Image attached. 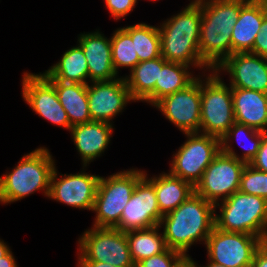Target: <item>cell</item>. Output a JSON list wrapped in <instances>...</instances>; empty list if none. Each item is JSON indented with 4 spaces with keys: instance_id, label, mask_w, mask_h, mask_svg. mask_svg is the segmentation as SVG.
<instances>
[{
    "instance_id": "cell-40",
    "label": "cell",
    "mask_w": 267,
    "mask_h": 267,
    "mask_svg": "<svg viewBox=\"0 0 267 267\" xmlns=\"http://www.w3.org/2000/svg\"><path fill=\"white\" fill-rule=\"evenodd\" d=\"M4 240L0 238V258L6 255L11 249Z\"/></svg>"
},
{
    "instance_id": "cell-24",
    "label": "cell",
    "mask_w": 267,
    "mask_h": 267,
    "mask_svg": "<svg viewBox=\"0 0 267 267\" xmlns=\"http://www.w3.org/2000/svg\"><path fill=\"white\" fill-rule=\"evenodd\" d=\"M49 81L89 83V70L84 52L79 45L66 50L60 60L42 73Z\"/></svg>"
},
{
    "instance_id": "cell-3",
    "label": "cell",
    "mask_w": 267,
    "mask_h": 267,
    "mask_svg": "<svg viewBox=\"0 0 267 267\" xmlns=\"http://www.w3.org/2000/svg\"><path fill=\"white\" fill-rule=\"evenodd\" d=\"M200 24V1L191 0L179 13L160 23L161 56L168 62L203 69L202 74L212 71L200 56Z\"/></svg>"
},
{
    "instance_id": "cell-42",
    "label": "cell",
    "mask_w": 267,
    "mask_h": 267,
    "mask_svg": "<svg viewBox=\"0 0 267 267\" xmlns=\"http://www.w3.org/2000/svg\"><path fill=\"white\" fill-rule=\"evenodd\" d=\"M261 245L267 250V230L264 232V235L261 239Z\"/></svg>"
},
{
    "instance_id": "cell-19",
    "label": "cell",
    "mask_w": 267,
    "mask_h": 267,
    "mask_svg": "<svg viewBox=\"0 0 267 267\" xmlns=\"http://www.w3.org/2000/svg\"><path fill=\"white\" fill-rule=\"evenodd\" d=\"M114 126L110 123L90 121L74 125L70 128V135L81 158L83 166H89L96 158L104 154L111 143Z\"/></svg>"
},
{
    "instance_id": "cell-41",
    "label": "cell",
    "mask_w": 267,
    "mask_h": 267,
    "mask_svg": "<svg viewBox=\"0 0 267 267\" xmlns=\"http://www.w3.org/2000/svg\"><path fill=\"white\" fill-rule=\"evenodd\" d=\"M200 267H226V266L221 265V264H218V263H214V262L208 260L206 266H202V265H200Z\"/></svg>"
},
{
    "instance_id": "cell-2",
    "label": "cell",
    "mask_w": 267,
    "mask_h": 267,
    "mask_svg": "<svg viewBox=\"0 0 267 267\" xmlns=\"http://www.w3.org/2000/svg\"><path fill=\"white\" fill-rule=\"evenodd\" d=\"M249 0L200 1L199 52L202 61L215 70L232 55V32L241 8Z\"/></svg>"
},
{
    "instance_id": "cell-30",
    "label": "cell",
    "mask_w": 267,
    "mask_h": 267,
    "mask_svg": "<svg viewBox=\"0 0 267 267\" xmlns=\"http://www.w3.org/2000/svg\"><path fill=\"white\" fill-rule=\"evenodd\" d=\"M110 37L115 72L118 75L120 68H130L131 71L139 63V58L130 34L123 27H119Z\"/></svg>"
},
{
    "instance_id": "cell-28",
    "label": "cell",
    "mask_w": 267,
    "mask_h": 267,
    "mask_svg": "<svg viewBox=\"0 0 267 267\" xmlns=\"http://www.w3.org/2000/svg\"><path fill=\"white\" fill-rule=\"evenodd\" d=\"M159 225L126 232L129 250L135 265L145 258L160 254L167 249Z\"/></svg>"
},
{
    "instance_id": "cell-23",
    "label": "cell",
    "mask_w": 267,
    "mask_h": 267,
    "mask_svg": "<svg viewBox=\"0 0 267 267\" xmlns=\"http://www.w3.org/2000/svg\"><path fill=\"white\" fill-rule=\"evenodd\" d=\"M167 61L162 57L139 62L127 76H124L131 97L135 102H146L155 105V83L159 69Z\"/></svg>"
},
{
    "instance_id": "cell-16",
    "label": "cell",
    "mask_w": 267,
    "mask_h": 267,
    "mask_svg": "<svg viewBox=\"0 0 267 267\" xmlns=\"http://www.w3.org/2000/svg\"><path fill=\"white\" fill-rule=\"evenodd\" d=\"M214 71L218 75L226 72V75L230 77L229 86L231 88L248 89L267 94V58L250 52L233 53Z\"/></svg>"
},
{
    "instance_id": "cell-25",
    "label": "cell",
    "mask_w": 267,
    "mask_h": 267,
    "mask_svg": "<svg viewBox=\"0 0 267 267\" xmlns=\"http://www.w3.org/2000/svg\"><path fill=\"white\" fill-rule=\"evenodd\" d=\"M71 126L92 121L88 106L87 84L50 81Z\"/></svg>"
},
{
    "instance_id": "cell-20",
    "label": "cell",
    "mask_w": 267,
    "mask_h": 267,
    "mask_svg": "<svg viewBox=\"0 0 267 267\" xmlns=\"http://www.w3.org/2000/svg\"><path fill=\"white\" fill-rule=\"evenodd\" d=\"M266 16L267 7L263 0H249L241 8L231 36L233 53L252 51L255 37L260 32L261 24Z\"/></svg>"
},
{
    "instance_id": "cell-35",
    "label": "cell",
    "mask_w": 267,
    "mask_h": 267,
    "mask_svg": "<svg viewBox=\"0 0 267 267\" xmlns=\"http://www.w3.org/2000/svg\"><path fill=\"white\" fill-rule=\"evenodd\" d=\"M250 165L258 170L267 172V132H264L259 150Z\"/></svg>"
},
{
    "instance_id": "cell-4",
    "label": "cell",
    "mask_w": 267,
    "mask_h": 267,
    "mask_svg": "<svg viewBox=\"0 0 267 267\" xmlns=\"http://www.w3.org/2000/svg\"><path fill=\"white\" fill-rule=\"evenodd\" d=\"M56 163L50 150L40 146L24 154L11 171L0 177V204H11L42 191L48 198Z\"/></svg>"
},
{
    "instance_id": "cell-15",
    "label": "cell",
    "mask_w": 267,
    "mask_h": 267,
    "mask_svg": "<svg viewBox=\"0 0 267 267\" xmlns=\"http://www.w3.org/2000/svg\"><path fill=\"white\" fill-rule=\"evenodd\" d=\"M87 97L92 121L106 122L112 125H114V118L124 111L128 103L135 102L124 76L111 81L88 83Z\"/></svg>"
},
{
    "instance_id": "cell-31",
    "label": "cell",
    "mask_w": 267,
    "mask_h": 267,
    "mask_svg": "<svg viewBox=\"0 0 267 267\" xmlns=\"http://www.w3.org/2000/svg\"><path fill=\"white\" fill-rule=\"evenodd\" d=\"M239 191L260 196L267 200V172L246 164L241 174Z\"/></svg>"
},
{
    "instance_id": "cell-37",
    "label": "cell",
    "mask_w": 267,
    "mask_h": 267,
    "mask_svg": "<svg viewBox=\"0 0 267 267\" xmlns=\"http://www.w3.org/2000/svg\"><path fill=\"white\" fill-rule=\"evenodd\" d=\"M0 267H19L11 250L0 258Z\"/></svg>"
},
{
    "instance_id": "cell-11",
    "label": "cell",
    "mask_w": 267,
    "mask_h": 267,
    "mask_svg": "<svg viewBox=\"0 0 267 267\" xmlns=\"http://www.w3.org/2000/svg\"><path fill=\"white\" fill-rule=\"evenodd\" d=\"M261 238L247 233L222 231L216 227L205 242L207 259L226 267H251Z\"/></svg>"
},
{
    "instance_id": "cell-8",
    "label": "cell",
    "mask_w": 267,
    "mask_h": 267,
    "mask_svg": "<svg viewBox=\"0 0 267 267\" xmlns=\"http://www.w3.org/2000/svg\"><path fill=\"white\" fill-rule=\"evenodd\" d=\"M77 261H96L117 267H136L126 232L118 228L91 227L78 238Z\"/></svg>"
},
{
    "instance_id": "cell-6",
    "label": "cell",
    "mask_w": 267,
    "mask_h": 267,
    "mask_svg": "<svg viewBox=\"0 0 267 267\" xmlns=\"http://www.w3.org/2000/svg\"><path fill=\"white\" fill-rule=\"evenodd\" d=\"M143 177L144 170L133 167L108 177L100 176L92 210L96 213L92 226L115 228L136 184Z\"/></svg>"
},
{
    "instance_id": "cell-10",
    "label": "cell",
    "mask_w": 267,
    "mask_h": 267,
    "mask_svg": "<svg viewBox=\"0 0 267 267\" xmlns=\"http://www.w3.org/2000/svg\"><path fill=\"white\" fill-rule=\"evenodd\" d=\"M245 166V162L220 151L205 169L194 187V192L214 205L229 198L239 190Z\"/></svg>"
},
{
    "instance_id": "cell-33",
    "label": "cell",
    "mask_w": 267,
    "mask_h": 267,
    "mask_svg": "<svg viewBox=\"0 0 267 267\" xmlns=\"http://www.w3.org/2000/svg\"><path fill=\"white\" fill-rule=\"evenodd\" d=\"M138 0H104L106 8L116 20L126 17L136 7Z\"/></svg>"
},
{
    "instance_id": "cell-5",
    "label": "cell",
    "mask_w": 267,
    "mask_h": 267,
    "mask_svg": "<svg viewBox=\"0 0 267 267\" xmlns=\"http://www.w3.org/2000/svg\"><path fill=\"white\" fill-rule=\"evenodd\" d=\"M215 227L262 239L267 230V200L238 190L229 198L215 204Z\"/></svg>"
},
{
    "instance_id": "cell-7",
    "label": "cell",
    "mask_w": 267,
    "mask_h": 267,
    "mask_svg": "<svg viewBox=\"0 0 267 267\" xmlns=\"http://www.w3.org/2000/svg\"><path fill=\"white\" fill-rule=\"evenodd\" d=\"M214 70L201 75L199 133L221 139L236 122L232 88Z\"/></svg>"
},
{
    "instance_id": "cell-14",
    "label": "cell",
    "mask_w": 267,
    "mask_h": 267,
    "mask_svg": "<svg viewBox=\"0 0 267 267\" xmlns=\"http://www.w3.org/2000/svg\"><path fill=\"white\" fill-rule=\"evenodd\" d=\"M201 75L184 90L162 98L153 106L183 134L200 130Z\"/></svg>"
},
{
    "instance_id": "cell-12",
    "label": "cell",
    "mask_w": 267,
    "mask_h": 267,
    "mask_svg": "<svg viewBox=\"0 0 267 267\" xmlns=\"http://www.w3.org/2000/svg\"><path fill=\"white\" fill-rule=\"evenodd\" d=\"M22 98L39 117L70 131L72 127L65 109L59 102L54 85L41 73L24 71Z\"/></svg>"
},
{
    "instance_id": "cell-13",
    "label": "cell",
    "mask_w": 267,
    "mask_h": 267,
    "mask_svg": "<svg viewBox=\"0 0 267 267\" xmlns=\"http://www.w3.org/2000/svg\"><path fill=\"white\" fill-rule=\"evenodd\" d=\"M86 170L87 166L82 165V171L80 169L78 173L59 174L55 166L48 198L73 208L92 211L100 175Z\"/></svg>"
},
{
    "instance_id": "cell-39",
    "label": "cell",
    "mask_w": 267,
    "mask_h": 267,
    "mask_svg": "<svg viewBox=\"0 0 267 267\" xmlns=\"http://www.w3.org/2000/svg\"><path fill=\"white\" fill-rule=\"evenodd\" d=\"M179 267H200V265L195 260H193L192 256H190L185 257L179 264Z\"/></svg>"
},
{
    "instance_id": "cell-22",
    "label": "cell",
    "mask_w": 267,
    "mask_h": 267,
    "mask_svg": "<svg viewBox=\"0 0 267 267\" xmlns=\"http://www.w3.org/2000/svg\"><path fill=\"white\" fill-rule=\"evenodd\" d=\"M144 170V177L154 186L157 203L162 216L175 210L193 192L194 187L187 181L161 172L159 175L149 177Z\"/></svg>"
},
{
    "instance_id": "cell-21",
    "label": "cell",
    "mask_w": 267,
    "mask_h": 267,
    "mask_svg": "<svg viewBox=\"0 0 267 267\" xmlns=\"http://www.w3.org/2000/svg\"><path fill=\"white\" fill-rule=\"evenodd\" d=\"M236 123L267 132V94L241 88H232Z\"/></svg>"
},
{
    "instance_id": "cell-36",
    "label": "cell",
    "mask_w": 267,
    "mask_h": 267,
    "mask_svg": "<svg viewBox=\"0 0 267 267\" xmlns=\"http://www.w3.org/2000/svg\"><path fill=\"white\" fill-rule=\"evenodd\" d=\"M251 267H267V250L262 245L257 249Z\"/></svg>"
},
{
    "instance_id": "cell-27",
    "label": "cell",
    "mask_w": 267,
    "mask_h": 267,
    "mask_svg": "<svg viewBox=\"0 0 267 267\" xmlns=\"http://www.w3.org/2000/svg\"><path fill=\"white\" fill-rule=\"evenodd\" d=\"M190 69L187 65L167 61L162 69H159L155 83V104L172 93L184 90L199 77Z\"/></svg>"
},
{
    "instance_id": "cell-9",
    "label": "cell",
    "mask_w": 267,
    "mask_h": 267,
    "mask_svg": "<svg viewBox=\"0 0 267 267\" xmlns=\"http://www.w3.org/2000/svg\"><path fill=\"white\" fill-rule=\"evenodd\" d=\"M184 135L187 140L172 155L168 172L195 187L205 169L221 151V139L202 133Z\"/></svg>"
},
{
    "instance_id": "cell-34",
    "label": "cell",
    "mask_w": 267,
    "mask_h": 267,
    "mask_svg": "<svg viewBox=\"0 0 267 267\" xmlns=\"http://www.w3.org/2000/svg\"><path fill=\"white\" fill-rule=\"evenodd\" d=\"M250 53L267 58V16L263 19L260 32L255 37L253 49Z\"/></svg>"
},
{
    "instance_id": "cell-17",
    "label": "cell",
    "mask_w": 267,
    "mask_h": 267,
    "mask_svg": "<svg viewBox=\"0 0 267 267\" xmlns=\"http://www.w3.org/2000/svg\"><path fill=\"white\" fill-rule=\"evenodd\" d=\"M160 213L154 186L143 177L125 205L119 224L115 227L123 232L147 229L160 224Z\"/></svg>"
},
{
    "instance_id": "cell-32",
    "label": "cell",
    "mask_w": 267,
    "mask_h": 267,
    "mask_svg": "<svg viewBox=\"0 0 267 267\" xmlns=\"http://www.w3.org/2000/svg\"><path fill=\"white\" fill-rule=\"evenodd\" d=\"M184 258L181 252L167 248L160 254L141 260L136 267H178Z\"/></svg>"
},
{
    "instance_id": "cell-38",
    "label": "cell",
    "mask_w": 267,
    "mask_h": 267,
    "mask_svg": "<svg viewBox=\"0 0 267 267\" xmlns=\"http://www.w3.org/2000/svg\"><path fill=\"white\" fill-rule=\"evenodd\" d=\"M77 267H117L109 263L96 262V261H78Z\"/></svg>"
},
{
    "instance_id": "cell-26",
    "label": "cell",
    "mask_w": 267,
    "mask_h": 267,
    "mask_svg": "<svg viewBox=\"0 0 267 267\" xmlns=\"http://www.w3.org/2000/svg\"><path fill=\"white\" fill-rule=\"evenodd\" d=\"M263 135V131L235 122L221 138V151L246 164H250L257 155ZM234 140L243 148L242 155L237 154L233 149L231 141Z\"/></svg>"
},
{
    "instance_id": "cell-1",
    "label": "cell",
    "mask_w": 267,
    "mask_h": 267,
    "mask_svg": "<svg viewBox=\"0 0 267 267\" xmlns=\"http://www.w3.org/2000/svg\"><path fill=\"white\" fill-rule=\"evenodd\" d=\"M159 226L167 248L190 257L191 246L198 242L205 245L215 227V205L193 192L175 210L162 216Z\"/></svg>"
},
{
    "instance_id": "cell-18",
    "label": "cell",
    "mask_w": 267,
    "mask_h": 267,
    "mask_svg": "<svg viewBox=\"0 0 267 267\" xmlns=\"http://www.w3.org/2000/svg\"><path fill=\"white\" fill-rule=\"evenodd\" d=\"M99 30L80 33L77 39L87 60L89 82L111 81L119 77L113 67L111 38L105 37Z\"/></svg>"
},
{
    "instance_id": "cell-29",
    "label": "cell",
    "mask_w": 267,
    "mask_h": 267,
    "mask_svg": "<svg viewBox=\"0 0 267 267\" xmlns=\"http://www.w3.org/2000/svg\"><path fill=\"white\" fill-rule=\"evenodd\" d=\"M134 43L139 62L152 60L161 56V36L158 26L145 22L123 26Z\"/></svg>"
}]
</instances>
